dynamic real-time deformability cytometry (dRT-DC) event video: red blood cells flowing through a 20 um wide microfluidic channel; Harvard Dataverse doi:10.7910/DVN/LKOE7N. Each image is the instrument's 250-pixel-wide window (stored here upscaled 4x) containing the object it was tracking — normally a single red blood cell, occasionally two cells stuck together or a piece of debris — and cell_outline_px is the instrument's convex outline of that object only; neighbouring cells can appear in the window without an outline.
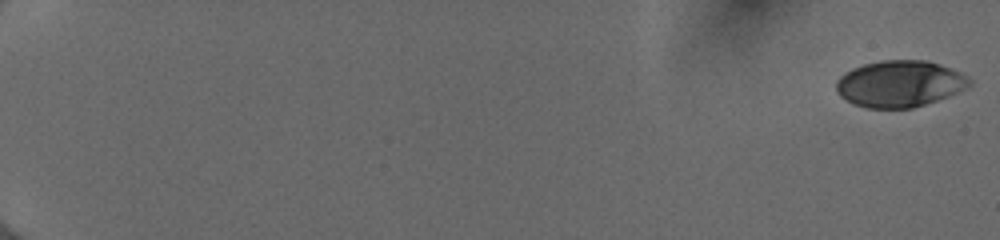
{"species": "human", "species_latin": "Homo sapiens", "temperature_condition": "cold", "stored_images_in_passage": 54, "camera_frame_rate_fps": 3000, "um_per_image_px": 0.085, "donor": {"sex": "female"}, "frame": {"image": 1, "passage_image": 1, "time_ms": 0.0, "image_size_px": [1000, 240], "cell_outline_px": [[972, 84], [968, 88], [948, 96], [912, 108], [868, 108], [856, 104], [840, 96], [836, 92], [836, 80], [840, 76], [852, 68], [864, 64], [880, 60], [928, 60], [960, 72], [968, 76], [972, 80]], "centroid_in_image_um": [76.49, 7.11], "position_along_channel_um": 8.5, "area_um2": 36.13}}
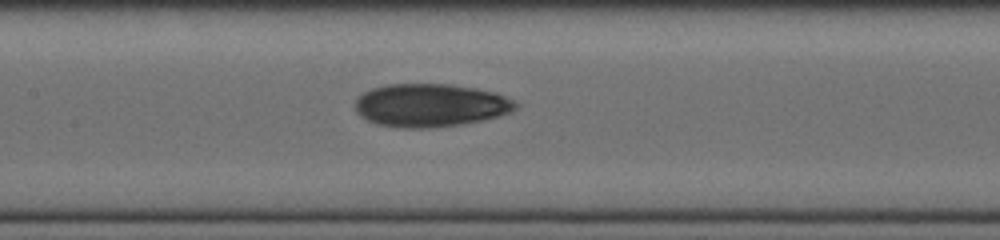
{"frame": {"image": 2, "passage_image": 30, "time_ms": 9.667, "image_size_px": [1000, 240], "cell_outline_px": [[520, 104], [512, 112], [500, 116], [460, 124], [432, 128], [400, 128], [376, 124], [360, 116], [356, 112], [356, 100], [364, 92], [372, 88], [388, 84], [452, 84], [476, 88], [496, 92]], "centroid_in_image_um": [36.6, 8.95], "position_along_channel_um": 170.8, "area_um2": 40.46}}
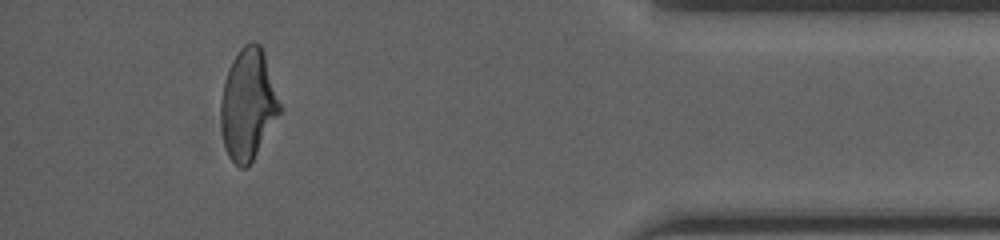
{"frame": {"image": 3, "passage_image": 51, "time_ms": 16.667, "image_size_px": [1000, 240], "cell_outline_px": [[280, 112], [252, 160], [244, 168], [240, 168], [228, 156], [224, 144], [220, 120], [220, 100], [224, 84], [232, 60], [240, 48], [244, 44], [252, 40], [260, 44], [264, 52], [280, 104]], "centroid_in_image_um": [21.06, 8.84], "position_along_channel_um": 414.1, "area_um2": 37.51}, "authors_computed_cell_mechanics": {"area_um2": 38.0035, "velocity_mm_per_s": 4.0122, "shape_relaxation_time_tau1_ms": 7.2285, "shape_relaxation_time_tau2_ms": 2.5092, "deformation_change_tau1": 0.1967, "deformation_change_tau2": 0.0868}}